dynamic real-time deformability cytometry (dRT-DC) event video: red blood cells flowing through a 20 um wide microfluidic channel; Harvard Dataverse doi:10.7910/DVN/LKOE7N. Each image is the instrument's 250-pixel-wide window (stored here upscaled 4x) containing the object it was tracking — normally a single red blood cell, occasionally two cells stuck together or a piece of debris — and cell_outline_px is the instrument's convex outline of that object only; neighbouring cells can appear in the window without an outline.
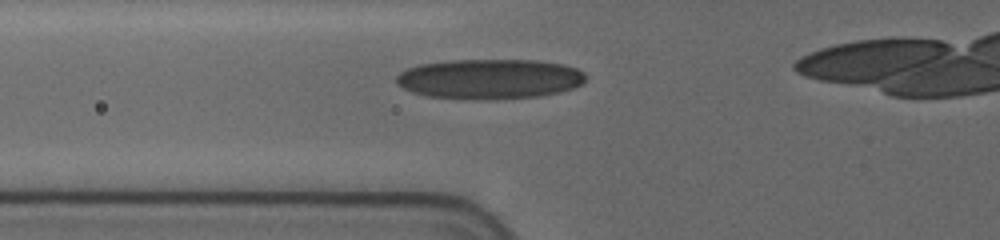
{"species": "human", "species_latin": "Homo sapiens", "temperature_condition": "cold", "stored_images_in_passage": 28, "camera_frame_rate_fps": 3000, "um_per_image_px": 0.085, "donor": {"sex": "female"}, "frame": {"image": 1, "passage_image": 5, "time_ms": 2.667, "image_size_px": [1000, 240], "cell_outline_px": [[584, 80], [580, 84], [572, 88], [560, 92], [540, 96], [428, 96], [412, 92], [396, 84], [396, 76], [400, 72], [408, 68], [420, 64], [448, 60], [536, 60], [564, 64], [576, 68], [584, 72]], "centroid_in_image_um": [41.62, 6.64], "position_along_channel_um": 84.2, "area_um2": 42.54}}
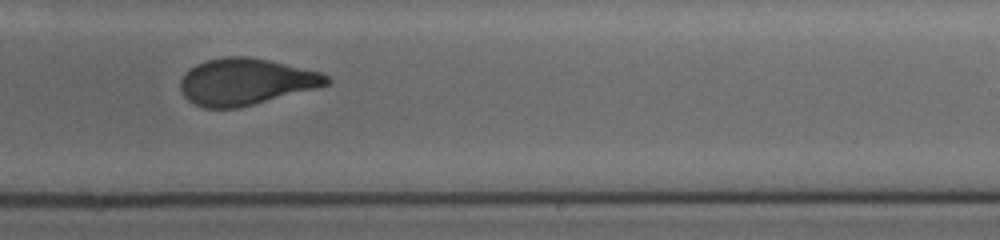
{"frame": {"image": 2, "passage_image": 17, "time_ms": 7.667, "image_size_px": [1000, 240], "cell_outline_px": [[332, 80], [328, 84], [252, 104], [236, 108], [204, 108], [188, 100], [184, 96], [180, 88], [180, 80], [188, 68], [204, 60], [224, 56], [248, 56], [268, 60], [324, 72]], "centroid_in_image_um": [20.84, 6.92], "position_along_channel_um": 268.2, "area_um2": 39.48}}
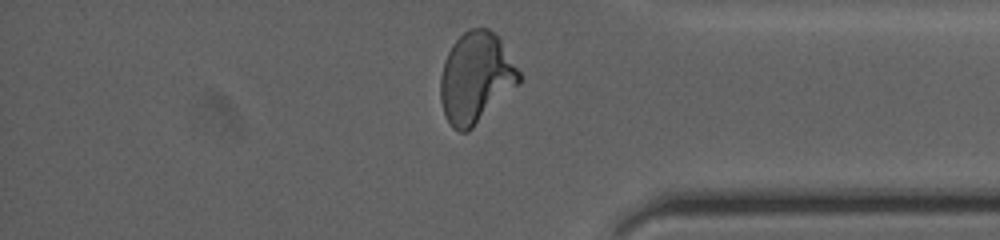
{"frame": {"image": 3, "passage_image": 26, "time_ms": 11.333, "image_size_px": [1000, 240], "cell_outline_px": [[520, 80], [468, 132], [460, 132], [452, 128], [444, 116], [440, 100], [440, 76], [444, 60], [452, 44], [464, 32], [472, 28], [488, 28], [496, 32], [520, 72]], "centroid_in_image_um": [40.4, 6.59], "position_along_channel_um": 394.8, "area_um2": 41.15}}